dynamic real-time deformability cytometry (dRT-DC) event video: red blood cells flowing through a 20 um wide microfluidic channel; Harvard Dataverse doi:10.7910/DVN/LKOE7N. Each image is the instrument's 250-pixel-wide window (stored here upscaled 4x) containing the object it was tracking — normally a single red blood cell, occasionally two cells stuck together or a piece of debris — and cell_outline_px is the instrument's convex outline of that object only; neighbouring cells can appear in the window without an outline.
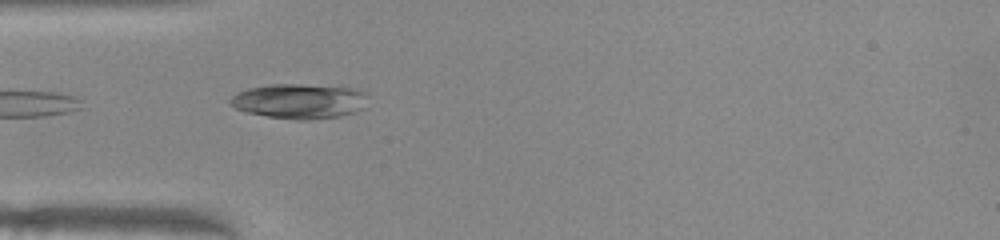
{"species": "common noctule bat (a hibernating species)", "species_latin": "Nyctalus noctula", "temperature_condition": "warm", "stored_images_in_passage": 22, "camera_frame_rate_fps": 3000, "um_per_image_px": 0.085, "animal": {"sex": "female", "body_mass_g": 22.0, "forearm_length_mm": 56.7}, "frame": {"image": 1, "passage_image": 1, "time_ms": 0.0, "image_size_px": [1000, 240], "cell_outline_px": [[368, 96], [364, 108], [356, 112], [340, 116], [308, 120], [296, 120], [268, 116], [244, 112], [236, 108], [228, 100], [232, 96], [248, 88], [272, 84], [340, 84], [360, 88]], "centroid_in_image_um": [25.56, 8.57], "position_along_channel_um": 59.4, "area_um2": 28.78}}